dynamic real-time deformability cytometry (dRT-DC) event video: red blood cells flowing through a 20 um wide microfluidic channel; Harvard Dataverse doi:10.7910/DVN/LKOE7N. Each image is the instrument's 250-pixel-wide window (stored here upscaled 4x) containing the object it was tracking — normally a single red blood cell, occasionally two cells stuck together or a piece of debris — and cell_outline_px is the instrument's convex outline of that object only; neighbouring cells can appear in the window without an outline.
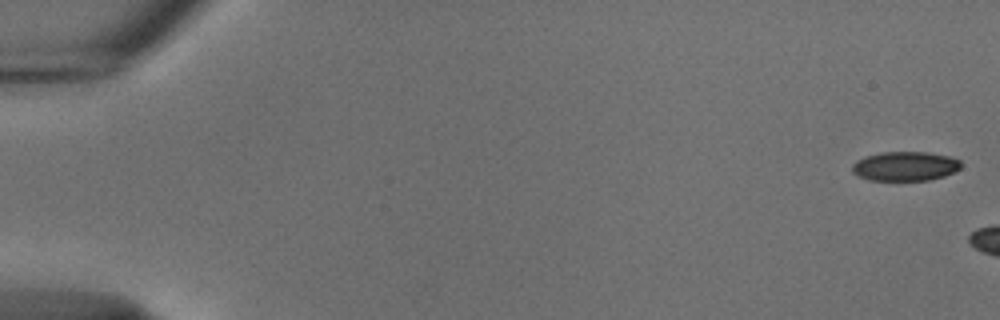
{"species": "common noctule bat (a hibernating species)", "species_latin": "Nyctalus noctula", "temperature_condition": "cold", "stored_images_in_passage": 5, "camera_frame_rate_fps": 3000, "um_per_image_px": 0.085, "animal": {"sex": "male", "body_mass_g": 18.8}, "frame": {"image": 1, "passage_image": 1, "time_ms": 0.0, "image_size_px": [1000, 320], "cell_outline_px": [[960, 168], [944, 176], [928, 180], [868, 180], [856, 176], [852, 172], [852, 164], [856, 160], [864, 156], [880, 152], [928, 152], [948, 156], [960, 160]], "centroid_in_image_um": [76.87, 14.12], "position_along_channel_um": 8.1, "area_um2": 18.67}}